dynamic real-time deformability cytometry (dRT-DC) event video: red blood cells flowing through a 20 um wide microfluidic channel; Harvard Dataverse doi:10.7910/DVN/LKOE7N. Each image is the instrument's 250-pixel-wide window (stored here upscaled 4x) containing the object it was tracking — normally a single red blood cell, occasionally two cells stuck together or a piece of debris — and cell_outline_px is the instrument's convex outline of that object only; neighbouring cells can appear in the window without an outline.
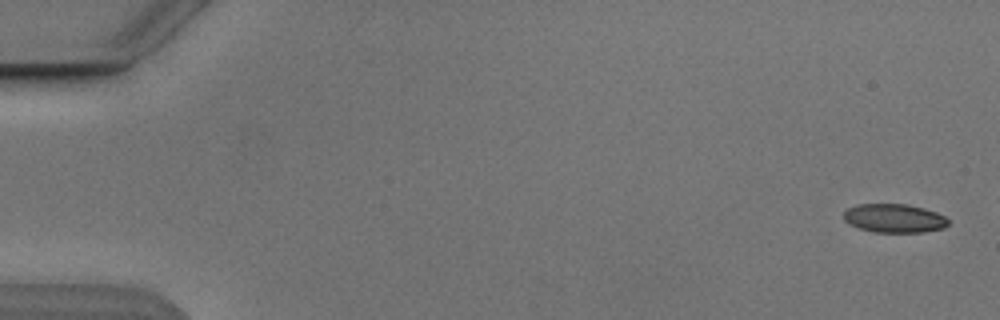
{"species": "Egyptian fruit bat (a non-hibernating species)", "species_latin": "Rousettus aegyptiacus", "temperature_condition": "cold", "stored_images_in_passage": 6, "camera_frame_rate_fps": 3000, "um_per_image_px": 0.085, "animal": {"sex": "male"}, "frame": {"image": 1, "passage_image": 1, "time_ms": 0.0, "image_size_px": [1000, 320], "cell_outline_px": [[948, 224], [944, 228], [924, 232], [876, 232], [860, 228], [848, 224], [844, 220], [844, 212], [848, 208], [856, 204], [908, 204], [924, 208], [936, 212], [944, 216], [948, 220]], "centroid_in_image_um": [76.0, 18.55], "position_along_channel_um": 9.0, "area_um2": 17.51}}
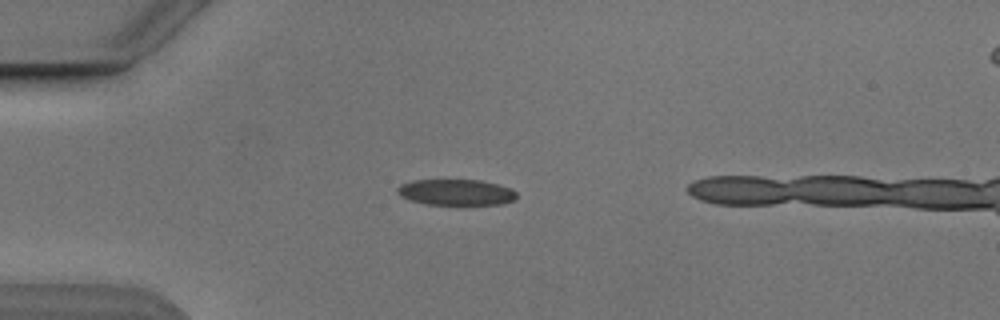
{"frame": {"image": 2, "passage_image": 4, "time_ms": 4.333, "image_size_px": [1000, 320], "cell_outline_px": [[516, 196], [512, 200], [504, 204], [464, 208], [424, 204], [400, 196], [396, 192], [396, 188], [400, 184], [412, 180], [480, 180], [512, 188], [516, 192]], "centroid_in_image_um": [38.78, 16.4], "position_along_channel_um": 46.2, "area_um2": 19.13}}
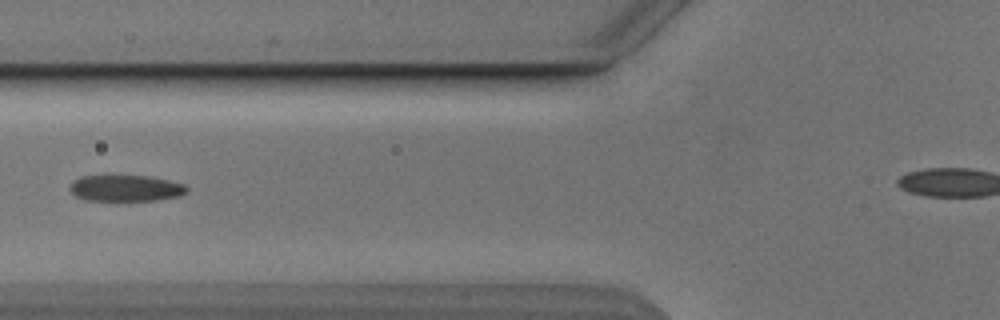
{"frame": {"image": 3, "passage_image": 6, "time_ms": 6.667, "image_size_px": [1000, 320], "cell_outline_px": [[188, 192], [180, 196], [156, 200], [84, 200], [76, 196], [68, 188], [80, 176], [108, 172], [148, 176], [168, 180], [184, 184], [188, 188]], "centroid_in_image_um": [10.65, 15.94], "position_along_channel_um": 115.1, "area_um2": 18.73}}